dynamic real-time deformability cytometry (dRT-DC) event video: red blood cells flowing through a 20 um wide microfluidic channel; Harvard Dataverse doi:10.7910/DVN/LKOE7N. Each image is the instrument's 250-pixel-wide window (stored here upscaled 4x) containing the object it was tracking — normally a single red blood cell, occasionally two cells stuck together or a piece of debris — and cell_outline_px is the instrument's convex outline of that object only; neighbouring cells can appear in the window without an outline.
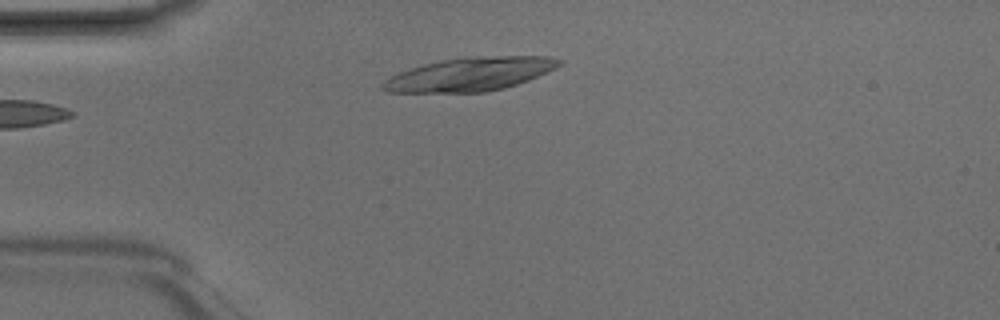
{"species": "Egyptian fruit bat (a non-hibernating species)", "species_latin": "Rousettus aegyptiacus", "temperature_condition": "room temperature", "stored_images_in_passage": 2, "camera_frame_rate_fps": 3000, "um_per_image_px": 0.085, "animal": {"sex": "male"}, "frame": {"image": 1, "passage_image": 2, "time_ms": 0.333, "image_size_px": [1000, 320], "cell_outline_px": [[564, 60], [556, 68], [528, 80], [504, 88], [488, 92], [388, 92], [380, 88], [380, 84], [384, 80], [400, 72], [424, 64], [440, 60], [472, 56], [552, 56]], "centroid_in_image_um": [39.98, 6.3], "position_along_channel_um": 45.0, "area_um2": 34.39}}